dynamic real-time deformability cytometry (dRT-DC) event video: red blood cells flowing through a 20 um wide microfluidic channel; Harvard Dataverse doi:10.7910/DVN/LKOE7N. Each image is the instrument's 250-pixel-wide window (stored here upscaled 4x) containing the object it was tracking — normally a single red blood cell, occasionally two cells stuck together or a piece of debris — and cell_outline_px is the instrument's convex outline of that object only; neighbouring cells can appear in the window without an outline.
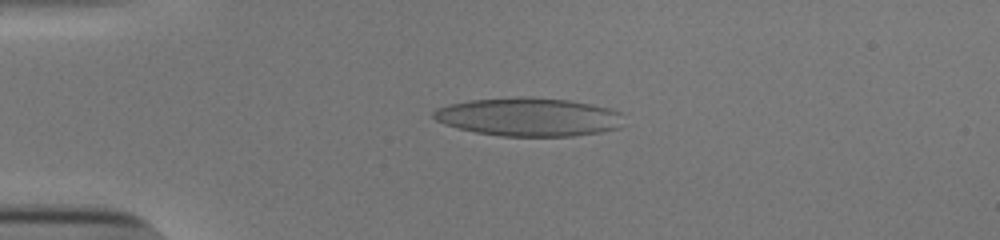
{"species": "human", "species_latin": "Homo sapiens", "temperature_condition": "cold", "stored_images_in_passage": 53, "camera_frame_rate_fps": 3000, "um_per_image_px": 0.085, "donor": {"sex": "male"}, "frame": {"image": 1, "passage_image": 13, "time_ms": 4.0, "image_size_px": [1000, 240], "cell_outline_px": [[620, 112], [616, 128], [596, 132], [572, 136], [500, 136], [476, 132], [460, 128], [436, 120], [432, 116], [432, 112], [436, 108], [452, 104], [472, 100], [532, 96], [568, 100], [608, 108]], "centroid_in_image_um": [44.87, 9.93], "position_along_channel_um": 40.1, "area_um2": 41.67}}
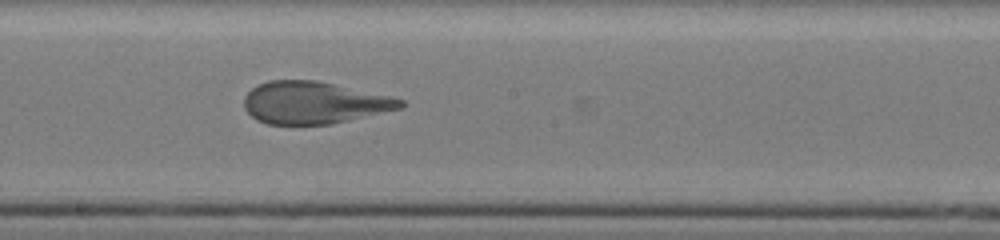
{"frame": {"image": 2, "passage_image": 30, "time_ms": 9.667, "image_size_px": [1000, 240], "cell_outline_px": [[404, 104], [400, 108], [332, 124], [268, 124], [256, 120], [244, 108], [244, 96], [252, 88], [268, 80], [316, 80], [388, 96], [404, 100]], "centroid_in_image_um": [26.63, 8.73], "position_along_channel_um": 221.6, "area_um2": 37.97}}
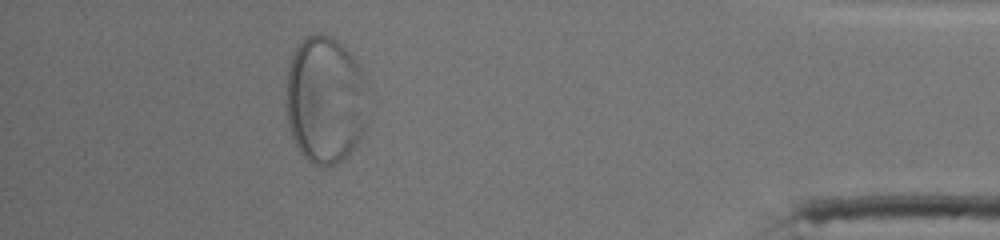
{"frame": {"image": 3, "passage_image": 48, "time_ms": 15.667, "image_size_px": [1000, 240], "cell_outline_px": [[368, 84], [364, 128], [360, 140], [336, 164], [320, 168], [312, 164], [296, 148], [292, 136], [288, 120], [288, 68], [292, 56], [296, 48], [308, 36], [316, 32], [320, 32], [336, 40], [348, 52], [368, 80]], "centroid_in_image_um": [27.66, 8.51], "position_along_channel_um": 407.5, "area_um2": 60.4}}